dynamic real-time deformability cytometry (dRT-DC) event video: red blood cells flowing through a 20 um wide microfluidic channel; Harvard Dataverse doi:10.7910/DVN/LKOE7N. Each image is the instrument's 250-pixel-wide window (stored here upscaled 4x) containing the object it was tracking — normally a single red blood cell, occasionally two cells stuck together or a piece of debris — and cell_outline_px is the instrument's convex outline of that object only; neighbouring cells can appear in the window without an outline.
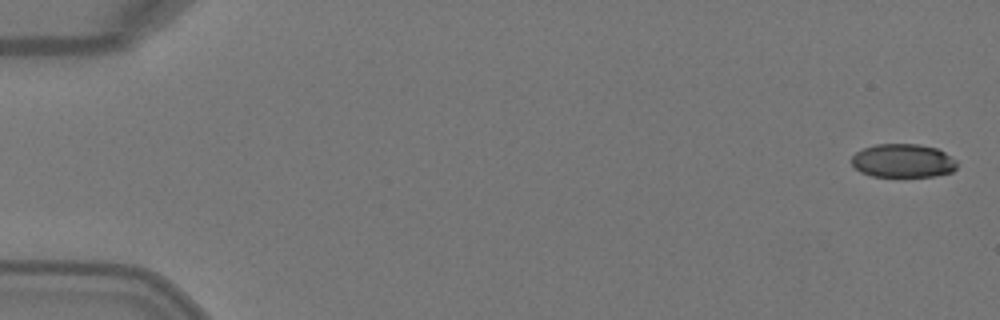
{"species": "Egyptian fruit bat (a non-hibernating species)", "species_latin": "Rousettus aegyptiacus", "temperature_condition": "warm", "stored_images_in_passage": 4, "camera_frame_rate_fps": 3000, "um_per_image_px": 0.085, "animal": {"sex": "female"}, "frame": {"image": 1, "passage_image": 1, "time_ms": 0.0, "image_size_px": [1000, 320], "cell_outline_px": [[956, 168], [952, 172], [936, 176], [872, 176], [860, 172], [852, 164], [852, 156], [856, 152], [864, 148], [876, 144], [920, 144], [936, 148], [944, 152], [956, 160]], "centroid_in_image_um": [76.76, 13.66], "position_along_channel_um": 8.2, "area_um2": 20.58}}
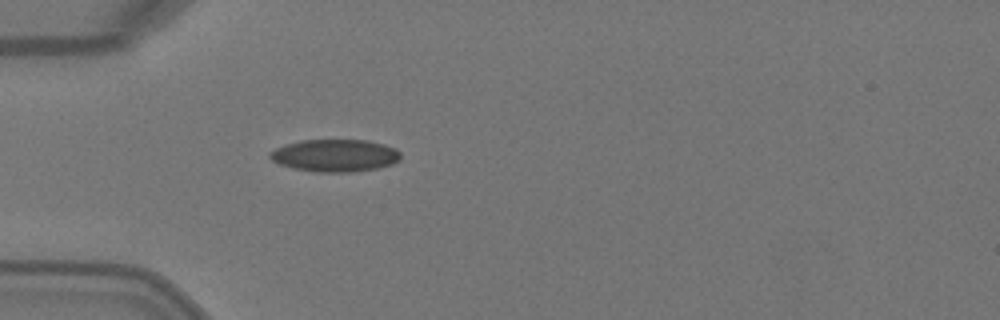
{"frame": {"image": 2, "passage_image": 4, "time_ms": 1.0, "image_size_px": [1000, 320], "cell_outline_px": [[400, 160], [392, 164], [376, 168], [352, 172], [316, 172], [292, 168], [280, 164], [272, 160], [268, 156], [268, 152], [276, 148], [300, 140], [364, 140], [384, 144], [396, 148], [400, 152]], "centroid_in_image_um": [28.47, 13.22], "position_along_channel_um": 56.5, "area_um2": 24.68}}